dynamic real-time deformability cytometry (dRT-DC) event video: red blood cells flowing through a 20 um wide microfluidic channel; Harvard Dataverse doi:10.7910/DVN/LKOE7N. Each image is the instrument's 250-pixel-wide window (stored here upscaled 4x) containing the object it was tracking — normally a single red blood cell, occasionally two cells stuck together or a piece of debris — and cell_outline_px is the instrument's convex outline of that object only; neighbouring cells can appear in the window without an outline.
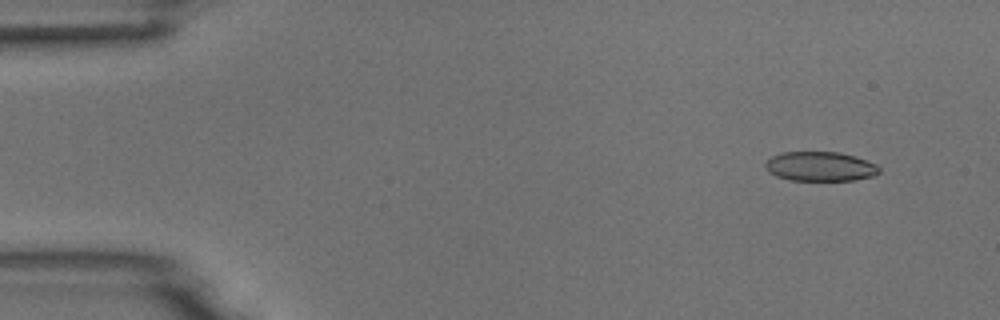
{"species": "common noctule bat (a hibernating species)", "species_latin": "Nyctalus noctula", "temperature_condition": "room temperature", "stored_images_in_passage": 6, "camera_frame_rate_fps": 3000, "um_per_image_px": 0.085, "animal": {"sex": "male", "body_mass_g": 18.8}, "frame": {"image": 1, "passage_image": 2, "time_ms": 1.0, "image_size_px": [1000, 320], "cell_outline_px": [[880, 172], [872, 176], [856, 180], [788, 180], [776, 176], [768, 172], [764, 164], [772, 156], [780, 152], [840, 152], [856, 156], [876, 164], [880, 168]], "centroid_in_image_um": [69.71, 14.14], "position_along_channel_um": 15.3, "area_um2": 19.65}}